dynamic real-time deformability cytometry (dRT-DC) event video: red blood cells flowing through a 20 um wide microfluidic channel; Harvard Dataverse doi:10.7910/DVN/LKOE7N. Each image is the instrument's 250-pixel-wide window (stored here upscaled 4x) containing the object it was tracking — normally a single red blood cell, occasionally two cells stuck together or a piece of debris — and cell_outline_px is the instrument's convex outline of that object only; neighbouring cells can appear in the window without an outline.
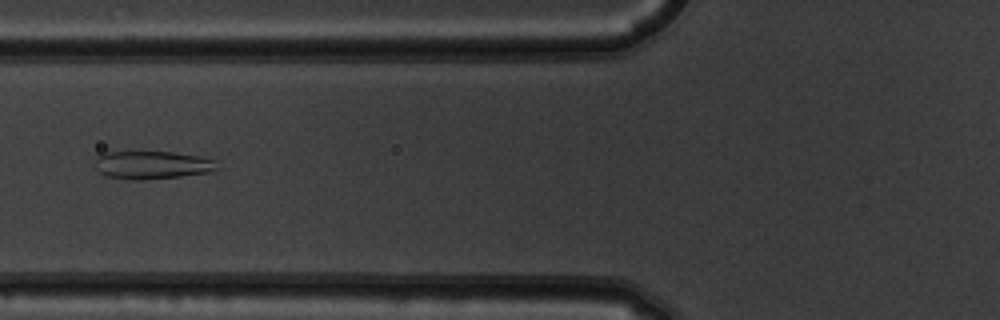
{"species": "common noctule bat (a hibernating species)", "species_latin": "Nyctalus noctula", "temperature_condition": "warm", "stored_images_in_passage": 10, "camera_frame_rate_fps": 3000, "um_per_image_px": 0.085, "animal": {"sex": "male", "body_mass_g": 19.5, "forearm_length_mm": 54.6}, "frame": {"image": 1, "passage_image": 6, "time_ms": 1.667, "image_size_px": [1000, 320], "cell_outline_px": [[220, 168], [212, 172], [180, 176], [140, 180], [128, 180], [108, 176], [100, 172], [92, 164], [96, 156], [104, 152], [172, 152], [200, 156], [212, 160]], "centroid_in_image_um": [12.89, 14.02], "position_along_channel_um": 112.9, "area_um2": 20.06}}
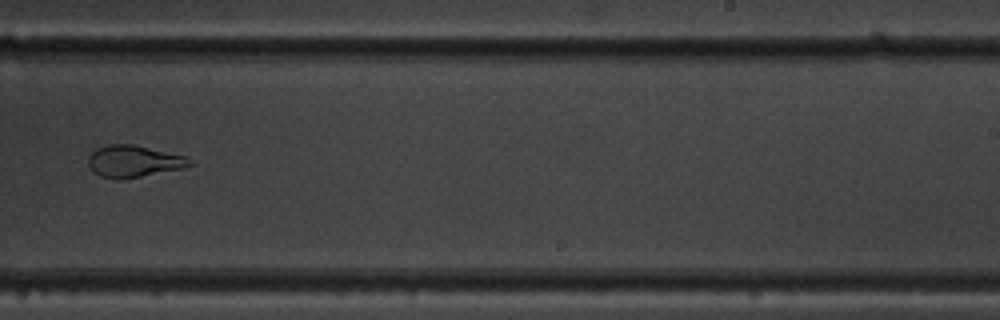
{"frame": {"image": 2, "passage_image": 10, "time_ms": 3.0, "image_size_px": [1000, 320], "cell_outline_px": [[192, 164], [184, 168], [124, 180], [112, 180], [100, 176], [92, 172], [88, 164], [88, 156], [96, 148], [108, 144], [132, 144], [184, 156], [192, 160]], "centroid_in_image_um": [11.31, 13.74], "position_along_channel_um": 277.7, "area_um2": 19.07}}